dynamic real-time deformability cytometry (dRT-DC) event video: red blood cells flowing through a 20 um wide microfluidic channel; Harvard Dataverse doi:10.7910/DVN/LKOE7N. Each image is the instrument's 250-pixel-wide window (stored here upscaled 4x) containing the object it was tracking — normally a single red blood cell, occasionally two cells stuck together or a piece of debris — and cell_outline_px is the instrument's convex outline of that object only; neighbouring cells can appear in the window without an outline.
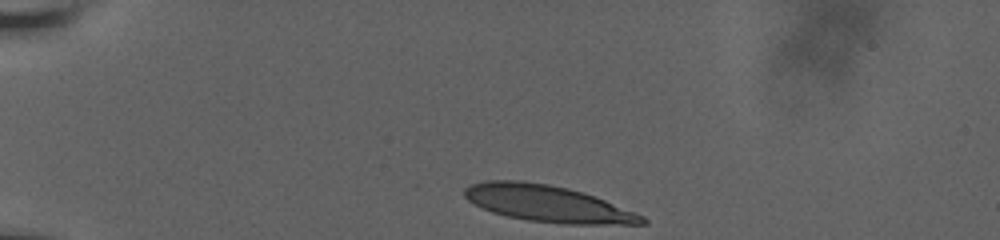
{"species": "human", "species_latin": "Homo sapiens", "temperature_condition": "room temperature", "stored_images_in_passage": 36, "camera_frame_rate_fps": 3000, "um_per_image_px": 0.085, "donor": {"sex": "male"}, "frame": {"image": 1, "passage_image": 1, "time_ms": 0.0, "image_size_px": [1000, 240], "cell_outline_px": [[648, 224], [564, 224], [528, 220], [508, 216], [492, 212], [468, 200], [464, 196], [464, 188], [472, 184], [488, 180], [524, 180], [548, 184], [568, 188], [584, 192], [644, 216], [648, 220]], "centroid_in_image_um": [46.56, 17.3], "position_along_channel_um": 38.4, "area_um2": 37.63}}
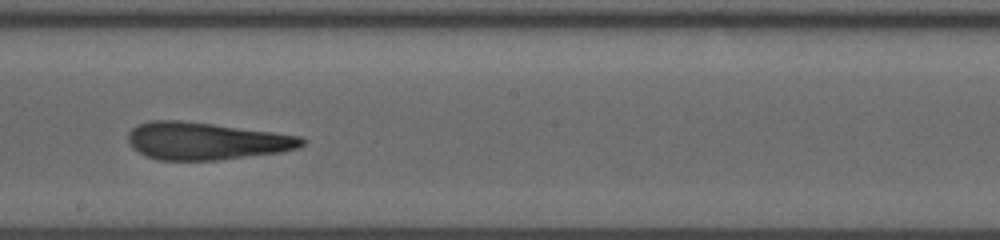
{"frame": {"image": 2, "passage_image": 21, "time_ms": 6.667, "image_size_px": [1000, 240], "cell_outline_px": [[308, 140], [304, 144], [296, 148], [280, 152], [216, 160], [156, 160], [144, 156], [132, 148], [128, 144], [128, 132], [132, 128], [140, 124], [152, 120], [180, 120], [212, 124], [304, 136]], "centroid_in_image_um": [17.49, 11.99], "position_along_channel_um": 230.7, "area_um2": 37.97}}
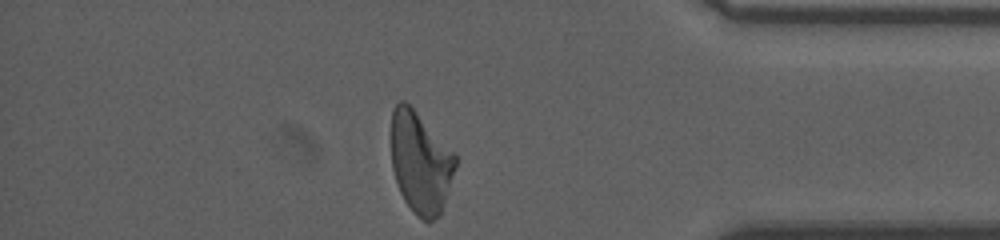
{"frame": {"image": 3, "passage_image": 36, "time_ms": 11.667, "image_size_px": [1000, 240], "cell_outline_px": [[456, 168], [440, 216], [428, 224], [404, 200], [400, 192], [392, 168], [392, 108], [400, 100], [404, 100], [416, 112], [456, 156]], "centroid_in_image_um": [35.74, 13.84], "position_along_channel_um": 399.5, "area_um2": 37.28}, "authors_computed_cell_mechanics": {"area_um2": 38.2058, "velocity_mm_per_s": 3.8256, "shape_relaxation_time_tau1_ms": null, "shape_relaxation_time_tau2_ms": 2.1026, "deformation_change_tau1": null, "deformation_change_tau2": 0.1177}}